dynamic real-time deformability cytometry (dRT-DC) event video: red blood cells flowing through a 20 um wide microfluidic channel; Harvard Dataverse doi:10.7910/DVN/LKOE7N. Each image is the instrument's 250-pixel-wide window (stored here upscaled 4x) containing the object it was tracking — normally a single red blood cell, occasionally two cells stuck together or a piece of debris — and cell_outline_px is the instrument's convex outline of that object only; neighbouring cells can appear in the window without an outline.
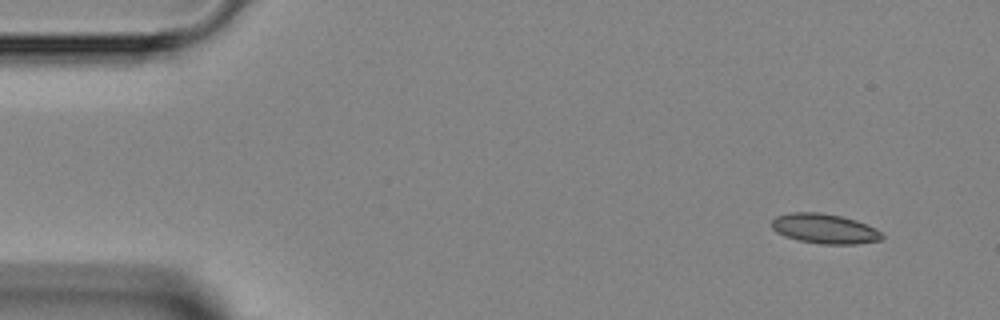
{"species": "Egyptian fruit bat (a non-hibernating species)", "species_latin": "Rousettus aegyptiacus", "temperature_condition": "room temperature", "stored_images_in_passage": 5, "camera_frame_rate_fps": 3000, "um_per_image_px": 0.085, "animal": {"sex": "female"}, "frame": {"image": 1, "passage_image": 1, "time_ms": 0.0, "image_size_px": [1000, 320], "cell_outline_px": [[884, 236], [880, 240], [856, 244], [820, 244], [800, 240], [784, 236], [776, 232], [772, 228], [772, 220], [776, 216], [788, 212], [820, 212], [840, 216], [856, 220], [876, 228]], "centroid_in_image_um": [70.07, 19.43], "position_along_channel_um": 14.9, "area_um2": 19.19}}